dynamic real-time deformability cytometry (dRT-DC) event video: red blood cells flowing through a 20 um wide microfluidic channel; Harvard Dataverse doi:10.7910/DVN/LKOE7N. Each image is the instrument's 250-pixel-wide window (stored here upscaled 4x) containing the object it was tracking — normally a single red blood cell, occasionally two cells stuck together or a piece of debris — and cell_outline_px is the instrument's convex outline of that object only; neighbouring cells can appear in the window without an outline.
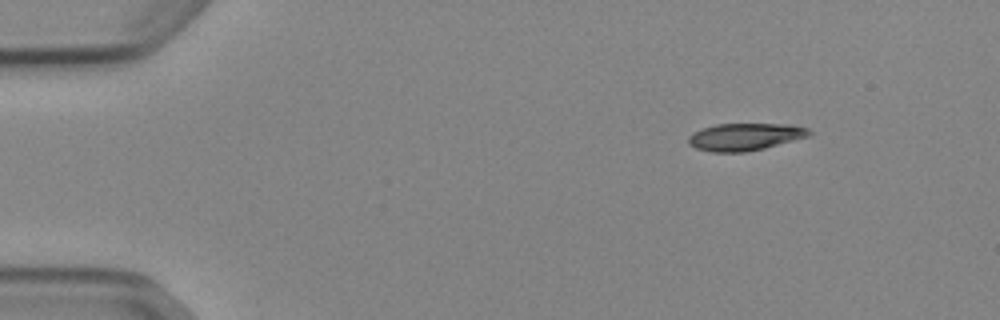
{"species": "Egyptian fruit bat (a non-hibernating species)", "species_latin": "Rousettus aegyptiacus", "temperature_condition": "cold", "stored_images_in_passage": 46, "camera_frame_rate_fps": 3000, "um_per_image_px": 0.085, "animal": {"sex": "female"}, "frame": {"image": 1, "passage_image": 1, "time_ms": 0.0, "image_size_px": [1000, 320], "cell_outline_px": [[812, 136], [764, 148], [744, 152], [712, 152], [696, 148], [688, 144], [688, 136], [692, 132], [716, 124], [792, 124], [808, 128], [812, 132]], "centroid_in_image_um": [63.36, 11.62], "position_along_channel_um": 21.6, "area_um2": 19.36}}
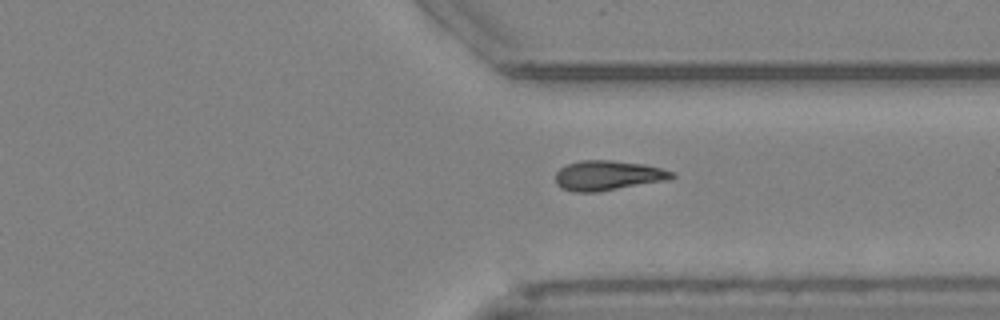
{"frame": {"image": 2, "passage_image": 34, "time_ms": 11.0, "image_size_px": [1000, 320], "cell_outline_px": [[676, 176], [672, 180], [596, 192], [572, 192], [560, 188], [556, 184], [556, 172], [560, 168], [568, 164], [580, 160], [612, 160], [640, 164], [660, 168], [676, 172]], "centroid_in_image_um": [51.7, 14.93], "position_along_channel_um": 359.7, "area_um2": 20.46}}
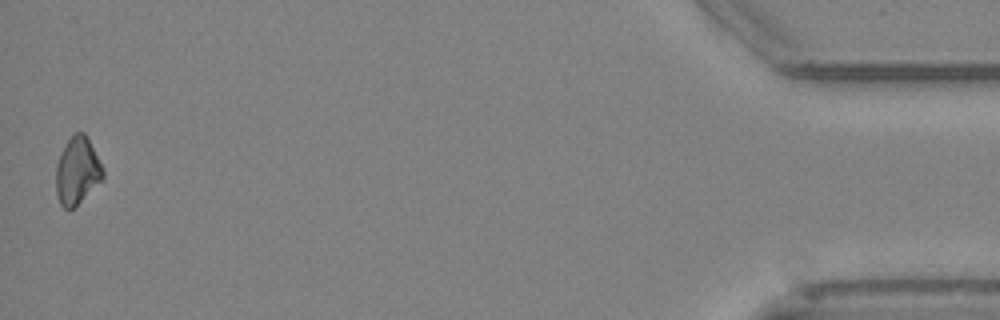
{"frame": {"image": 3, "passage_image": 46, "time_ms": 15.0, "image_size_px": [1000, 320], "cell_outline_px": [[104, 180], [76, 208], [64, 208], [60, 204], [56, 196], [56, 164], [68, 140], [76, 132], [84, 132], [104, 168]], "centroid_in_image_um": [6.6, 14.59], "position_along_channel_um": 428.6, "area_um2": 18.67}, "authors_computed_cell_mechanics": {"area_um2": 19.7965, "velocity_mm_per_s": 3.8937, "shape_relaxation_time_tau1_ms": 3.5584, "shape_relaxation_time_tau2_ms": null, "deformation_change_tau1": 0.1019, "deformation_change_tau2": null}}